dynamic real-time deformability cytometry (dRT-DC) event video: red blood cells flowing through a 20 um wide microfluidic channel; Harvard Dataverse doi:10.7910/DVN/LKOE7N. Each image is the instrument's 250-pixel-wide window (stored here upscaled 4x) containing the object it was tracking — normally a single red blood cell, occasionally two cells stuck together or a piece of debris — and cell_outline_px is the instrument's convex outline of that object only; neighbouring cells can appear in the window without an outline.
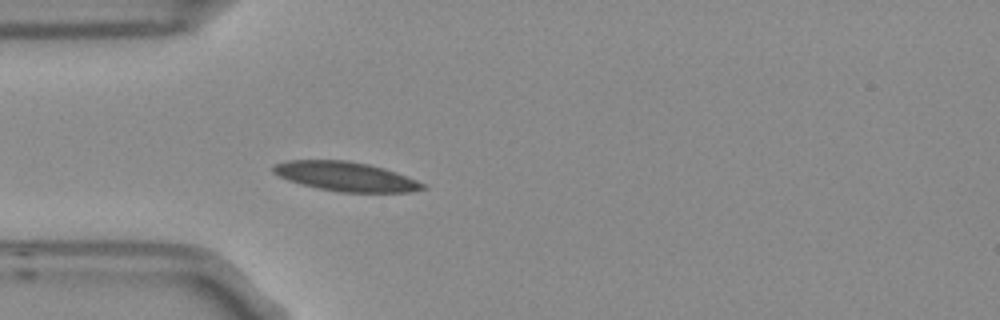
{"species": "Egyptian fruit bat (a non-hibernating species)", "species_latin": "Rousettus aegyptiacus", "temperature_condition": "room temperature", "stored_images_in_passage": 3, "camera_frame_rate_fps": 3000, "um_per_image_px": 0.085, "frame": {"image": 1, "passage_image": 3, "time_ms": 0.667, "image_size_px": [1000, 320], "cell_outline_px": [[428, 188], [412, 192], [340, 192], [316, 188], [300, 184], [288, 180], [272, 172], [272, 164], [288, 160], [344, 160], [368, 164], [384, 168], [396, 172], [416, 180], [424, 184]], "centroid_in_image_um": [29.36, 15.0], "position_along_channel_um": 55.6, "area_um2": 25.61}}